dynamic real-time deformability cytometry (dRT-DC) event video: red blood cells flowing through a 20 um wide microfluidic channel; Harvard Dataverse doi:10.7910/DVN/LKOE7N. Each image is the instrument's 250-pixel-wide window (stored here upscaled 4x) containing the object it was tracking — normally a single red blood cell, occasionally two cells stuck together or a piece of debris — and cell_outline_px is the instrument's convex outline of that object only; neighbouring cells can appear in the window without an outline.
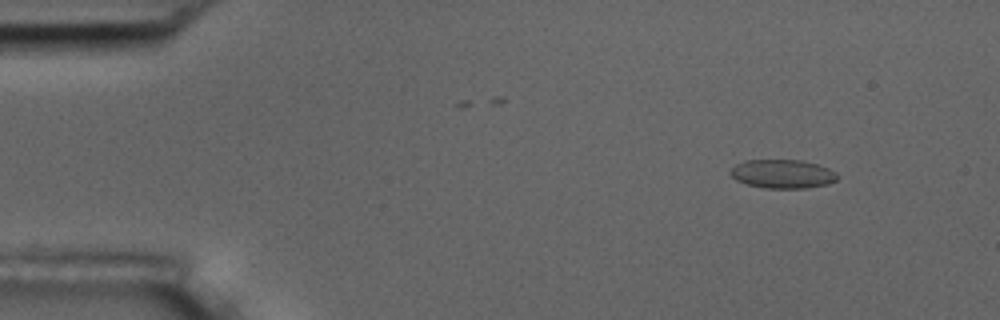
{"species": "common noctule bat (a hibernating species)", "species_latin": "Nyctalus noctula", "temperature_condition": "room temperature", "stored_images_in_passage": 50, "camera_frame_rate_fps": 3000, "um_per_image_px": 0.085, "animal": {"sex": "male", "body_mass_g": 17.5, "forearm_length_mm": 52.3}, "frame": {"image": 1, "passage_image": 1, "time_ms": 0.0, "image_size_px": [1000, 320], "cell_outline_px": [[836, 180], [828, 184], [808, 188], [764, 188], [748, 184], [736, 180], [728, 172], [736, 164], [744, 160], [800, 160], [816, 164], [828, 168], [836, 172]], "centroid_in_image_um": [66.5, 14.78], "position_along_channel_um": 18.5, "area_um2": 17.86}}
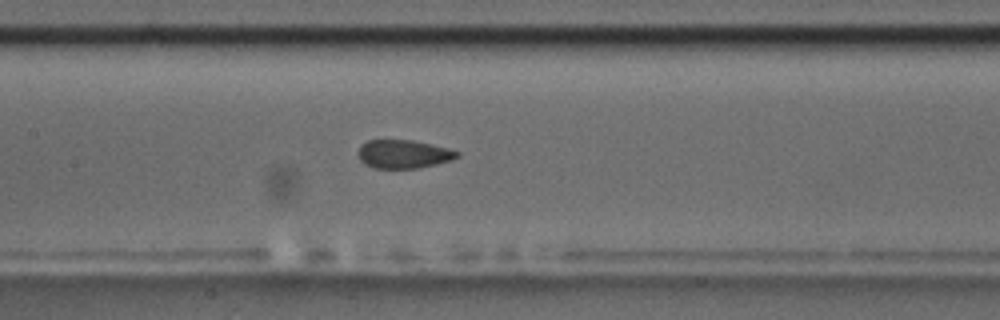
{"frame": {"image": 2, "passage_image": 21, "time_ms": 6.667, "image_size_px": [1000, 320], "cell_outline_px": [[460, 156], [452, 160], [436, 164], [416, 168], [376, 168], [364, 164], [360, 160], [360, 144], [368, 140], [412, 140], [432, 144], [448, 148], [460, 152]], "centroid_in_image_um": [34.33, 13.09], "position_along_channel_um": 173.1, "area_um2": 16.36}}
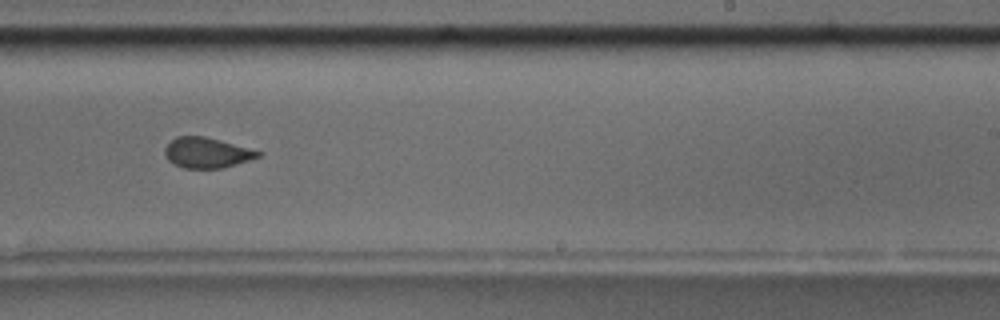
{"frame": {"image": 3, "passage_image": 29, "time_ms": 9.333, "image_size_px": [1000, 320], "cell_outline_px": [[264, 152], [260, 156], [224, 168], [184, 168], [168, 160], [164, 152], [164, 148], [176, 136], [204, 136], [220, 140]], "centroid_in_image_um": [17.59, 12.98], "position_along_channel_um": 271.4, "area_um2": 16.42}, "authors_computed_cell_mechanics": {"area_um2": 17.5712, "velocity_mm_per_s": 3.7036, "shape_relaxation_time_tau1_ms": null, "shape_relaxation_time_tau2_ms": 0.9817, "deformation_change_tau1": null, "deformation_change_tau2": 0.0599}}